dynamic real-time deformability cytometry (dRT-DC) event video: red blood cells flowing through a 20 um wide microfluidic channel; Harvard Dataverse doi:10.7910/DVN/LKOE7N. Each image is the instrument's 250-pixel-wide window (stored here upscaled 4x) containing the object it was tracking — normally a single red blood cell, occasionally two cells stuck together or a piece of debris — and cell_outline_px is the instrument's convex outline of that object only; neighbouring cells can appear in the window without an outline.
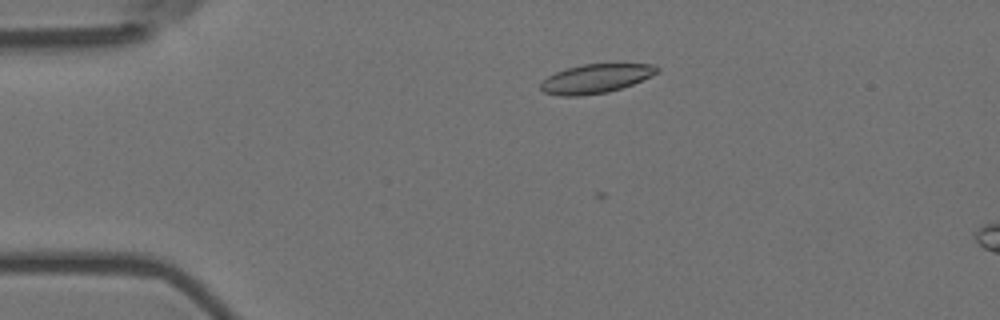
{"species": "Egyptian fruit bat (a non-hibernating species)", "species_latin": "Rousettus aegyptiacus", "temperature_condition": "room temperature", "stored_images_in_passage": 5, "camera_frame_rate_fps": 3000, "um_per_image_px": 0.085, "animal": {"sex": "female"}, "frame": {"image": 1, "passage_image": 3, "time_ms": 0.667, "image_size_px": [1000, 320], "cell_outline_px": [[660, 68], [656, 72], [632, 84], [608, 92], [580, 96], [560, 96], [544, 92], [540, 88], [540, 84], [548, 76], [556, 72], [568, 68], [584, 64], [652, 64]], "centroid_in_image_um": [50.59, 6.69], "position_along_channel_um": 34.4, "area_um2": 19.31}}